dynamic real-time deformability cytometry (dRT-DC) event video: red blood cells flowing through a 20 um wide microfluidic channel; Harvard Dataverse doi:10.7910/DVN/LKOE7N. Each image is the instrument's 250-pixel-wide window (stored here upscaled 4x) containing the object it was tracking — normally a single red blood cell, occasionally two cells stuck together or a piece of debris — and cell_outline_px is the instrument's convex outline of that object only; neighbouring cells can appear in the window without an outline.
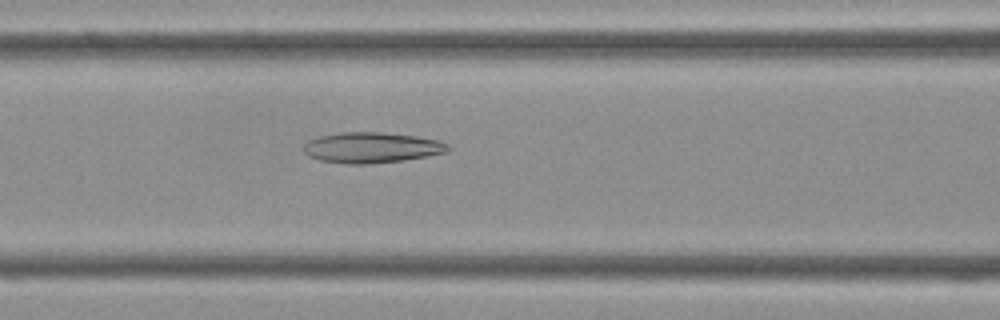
{"species": "Egyptian fruit bat (a non-hibernating species)", "species_latin": "Rousettus aegyptiacus", "temperature_condition": "cold", "stored_images_in_passage": 42, "camera_frame_rate_fps": 3000, "um_per_image_px": 0.085, "frame": {"image": 1, "passage_image": 17, "time_ms": 5.333, "image_size_px": [1000, 320], "cell_outline_px": [[452, 148], [448, 152], [404, 160], [368, 164], [344, 164], [320, 160], [308, 156], [304, 152], [304, 144], [308, 140], [320, 136], [340, 132], [380, 132], [416, 136], [440, 140], [448, 144]], "centroid_in_image_um": [31.6, 12.54], "position_along_channel_um": 135.0, "area_um2": 25.95}}
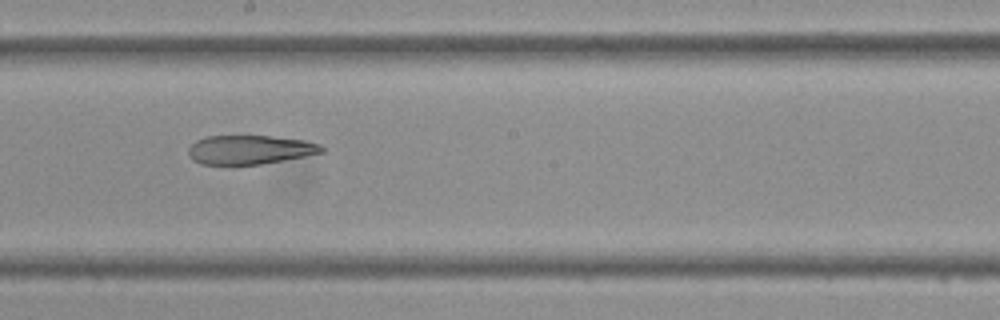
{"frame": {"image": 2, "passage_image": 23, "time_ms": 7.333, "image_size_px": [1000, 320], "cell_outline_px": [[324, 152], [304, 156], [260, 164], [200, 164], [192, 160], [188, 156], [188, 148], [196, 140], [208, 136], [268, 136], [304, 140], [320, 144], [324, 148]], "centroid_in_image_um": [21.2, 12.72], "position_along_channel_um": 227.0, "area_um2": 22.37}}
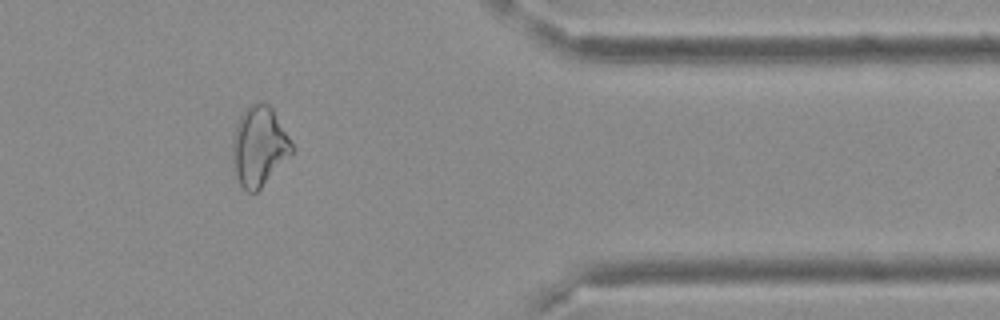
{"frame": {"image": 3, "passage_image": 35, "time_ms": 11.333, "image_size_px": [1000, 320], "cell_outline_px": [[292, 152], [260, 188], [256, 192], [248, 192], [240, 184], [236, 176], [232, 160], [232, 140], [236, 124], [240, 116], [248, 104], [268, 104], [272, 108], [288, 136], [292, 144]], "centroid_in_image_um": [21.98, 12.42], "position_along_channel_um": 389.4, "area_um2": 26.93}}